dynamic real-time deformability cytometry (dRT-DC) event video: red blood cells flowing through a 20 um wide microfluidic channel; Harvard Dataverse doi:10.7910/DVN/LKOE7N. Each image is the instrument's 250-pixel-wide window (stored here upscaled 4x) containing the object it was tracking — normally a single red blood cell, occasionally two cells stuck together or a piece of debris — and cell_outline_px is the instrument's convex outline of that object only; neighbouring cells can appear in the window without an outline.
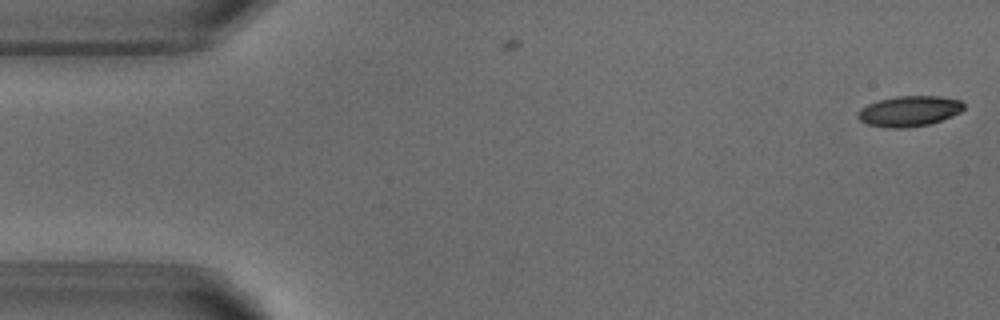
{"species": "common noctule bat (a hibernating species)", "species_latin": "Nyctalus noctula", "temperature_condition": "warm", "stored_images_in_passage": 2, "camera_frame_rate_fps": 3000, "um_per_image_px": 0.085, "animal": {"sex": "male", "body_mass_g": 18.8}, "frame": {"image": 1, "passage_image": 2, "time_ms": 0.333, "image_size_px": [1000, 320], "cell_outline_px": [[964, 108], [960, 112], [952, 116], [928, 124], [904, 128], [888, 128], [868, 124], [860, 120], [856, 116], [856, 112], [860, 108], [868, 104], [880, 100], [896, 96], [940, 96], [960, 100], [964, 104]], "centroid_in_image_um": [77.26, 9.44], "position_along_channel_um": 7.7, "area_um2": 18.79}}